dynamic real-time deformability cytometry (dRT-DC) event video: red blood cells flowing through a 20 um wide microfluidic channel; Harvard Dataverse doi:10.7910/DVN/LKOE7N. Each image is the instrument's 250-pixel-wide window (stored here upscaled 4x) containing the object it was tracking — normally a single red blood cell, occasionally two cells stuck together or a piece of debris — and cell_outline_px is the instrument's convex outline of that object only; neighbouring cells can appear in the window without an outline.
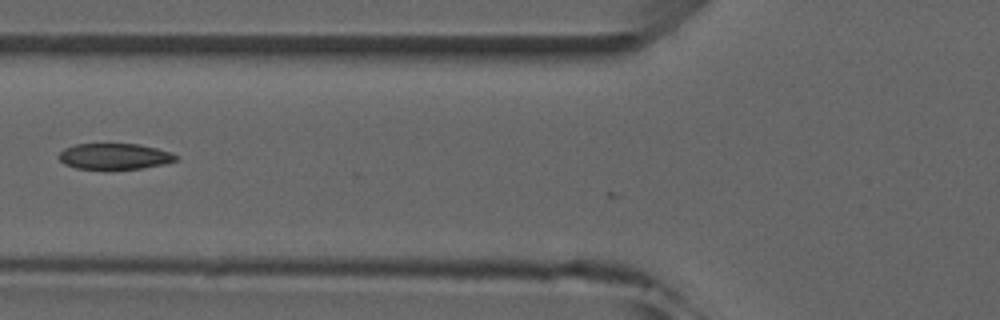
{"species": "common noctule bat (a hibernating species)", "species_latin": "Nyctalus noctula", "temperature_condition": "room temperature", "stored_images_in_passage": 3, "camera_frame_rate_fps": 3000, "um_per_image_px": 0.085, "animal": {"sex": "male", "forearm_length_mm": 52.5}, "frame": {"image": 1, "passage_image": 3, "time_ms": 2.0, "image_size_px": [1000, 320], "cell_outline_px": [[180, 156], [176, 160], [164, 164], [140, 168], [76, 168], [64, 164], [56, 156], [64, 148], [76, 144], [140, 144], [172, 152]], "centroid_in_image_um": [9.74, 13.27], "position_along_channel_um": 116.1, "area_um2": 17.57}}